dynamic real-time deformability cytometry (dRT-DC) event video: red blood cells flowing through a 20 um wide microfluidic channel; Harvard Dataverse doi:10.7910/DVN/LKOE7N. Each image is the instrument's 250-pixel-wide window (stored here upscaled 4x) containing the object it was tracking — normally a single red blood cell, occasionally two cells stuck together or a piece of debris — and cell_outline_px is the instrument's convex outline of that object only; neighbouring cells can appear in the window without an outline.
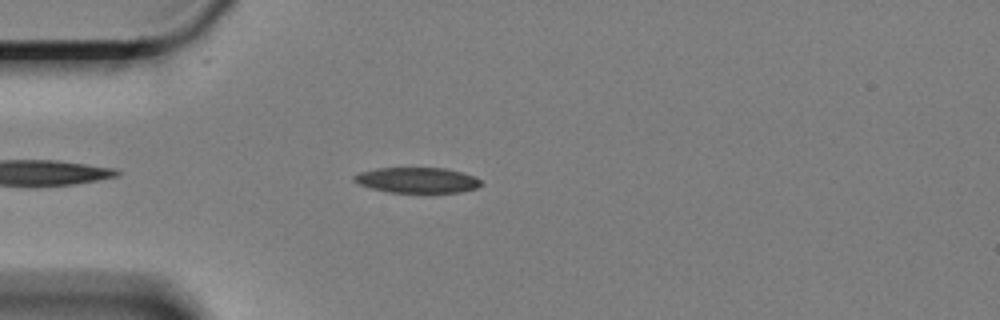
{"species": "Egyptian fruit bat (a non-hibernating species)", "species_latin": "Rousettus aegyptiacus", "temperature_condition": "cold", "stored_images_in_passage": 21, "camera_frame_rate_fps": 3000, "um_per_image_px": 0.085, "animal": {"sex": "female"}, "frame": {"image": 1, "passage_image": 5, "time_ms": 1.333, "image_size_px": [1000, 320], "cell_outline_px": [[484, 184], [476, 188], [460, 192], [388, 192], [372, 188], [360, 184], [352, 180], [352, 176], [360, 172], [376, 168], [444, 168], [460, 172], [472, 176], [480, 180]], "centroid_in_image_um": [35.44, 15.31], "position_along_channel_um": 49.6, "area_um2": 18.67}}
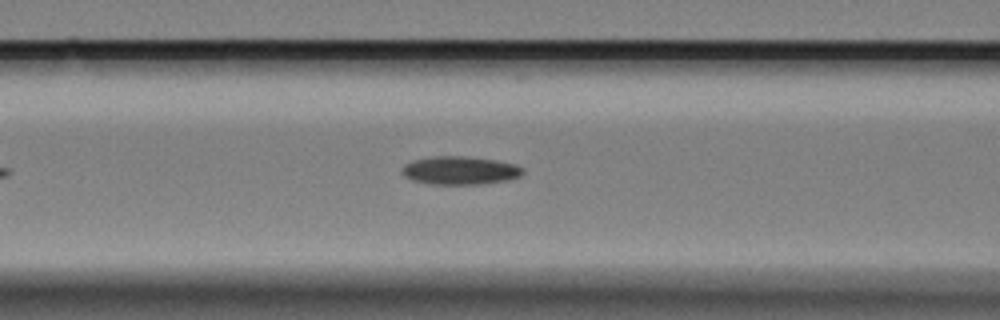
{"frame": {"image": 2, "passage_image": 13, "time_ms": 4.0, "image_size_px": [1000, 320], "cell_outline_px": [[524, 172], [520, 176], [508, 180], [480, 184], [428, 184], [412, 180], [404, 176], [400, 172], [404, 164], [412, 160], [436, 156], [464, 156], [496, 160], [516, 164], [524, 168]], "centroid_in_image_um": [39.09, 14.49], "position_along_channel_um": 127.5, "area_um2": 20.06}}
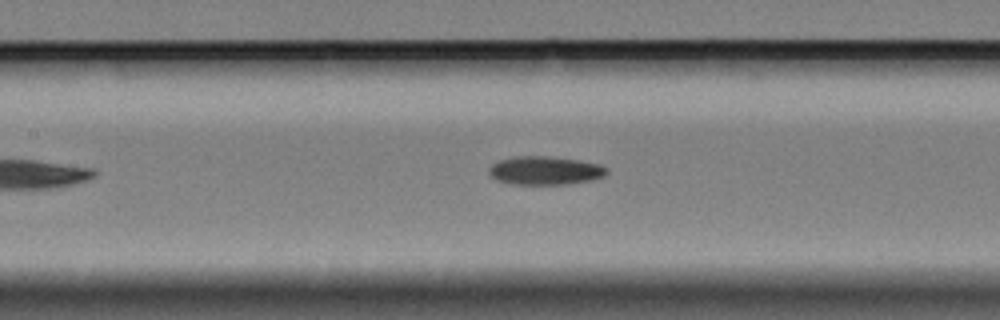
{"frame": {"image": 3, "passage_image": 16, "time_ms": 5.0, "image_size_px": [1000, 320], "cell_outline_px": [[608, 172], [604, 176], [592, 180], [564, 184], [512, 184], [496, 180], [488, 172], [488, 168], [492, 164], [500, 160], [516, 156], [548, 156], [580, 160], [600, 164], [608, 168]], "centroid_in_image_um": [46.34, 14.49], "position_along_channel_um": 161.1, "area_um2": 19.59}}